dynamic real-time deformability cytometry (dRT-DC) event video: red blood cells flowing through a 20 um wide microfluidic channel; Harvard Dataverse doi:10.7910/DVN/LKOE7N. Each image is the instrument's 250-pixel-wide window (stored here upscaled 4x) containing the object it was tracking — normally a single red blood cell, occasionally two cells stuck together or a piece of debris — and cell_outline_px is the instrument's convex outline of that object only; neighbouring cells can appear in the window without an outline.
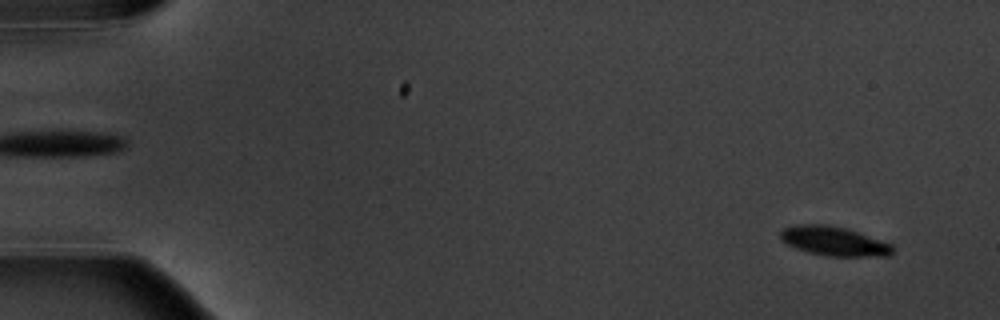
{"species": "common noctule bat (a hibernating species)", "species_latin": "Nyctalus noctula", "temperature_condition": "warm", "stored_images_in_passage": 3, "camera_frame_rate_fps": 3000, "um_per_image_px": 0.085, "animal": {"sex": "male", "body_mass_g": 20.1, "forearm_length_mm": 53.5}, "frame": {"image": 1, "passage_image": 3, "time_ms": 3.333, "image_size_px": [1000, 320], "cell_outline_px": [[892, 256], [828, 256], [808, 252], [796, 248], [780, 240], [780, 232], [784, 228], [796, 224], [824, 224], [848, 228], [892, 244]], "centroid_in_image_um": [70.88, 20.49], "position_along_channel_um": 14.1, "area_um2": 19.19}}